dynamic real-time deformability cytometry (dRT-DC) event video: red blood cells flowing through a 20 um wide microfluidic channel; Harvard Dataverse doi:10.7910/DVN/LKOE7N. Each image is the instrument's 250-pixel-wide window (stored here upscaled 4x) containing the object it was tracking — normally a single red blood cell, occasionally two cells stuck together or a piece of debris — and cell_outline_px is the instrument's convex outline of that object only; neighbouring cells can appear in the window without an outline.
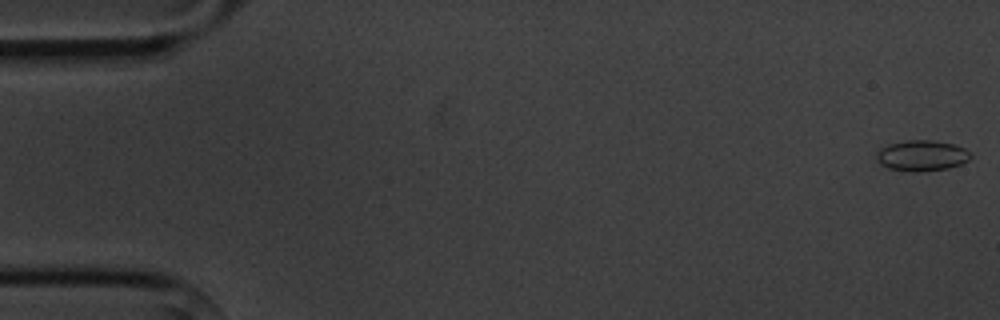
{"species": "common noctule bat (a hibernating species)", "species_latin": "Nyctalus noctula", "temperature_condition": "cold", "stored_images_in_passage": 5, "camera_frame_rate_fps": 3000, "um_per_image_px": 0.085, "animal": {"sex": "male", "body_mass_g": 20.1, "forearm_length_mm": 53.5}, "frame": {"image": 1, "passage_image": 1, "time_ms": 0.0, "image_size_px": [1000, 320], "cell_outline_px": [[972, 156], [968, 160], [960, 164], [948, 168], [920, 172], [912, 172], [888, 168], [880, 164], [876, 156], [876, 152], [880, 148], [888, 144], [908, 140], [936, 140], [952, 144], [964, 148]], "centroid_in_image_um": [78.33, 13.23], "position_along_channel_um": 6.7, "area_um2": 16.88}}
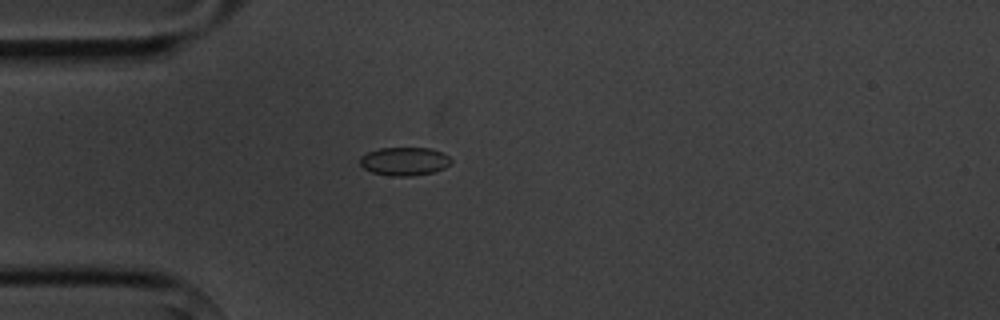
{"frame": {"image": 2, "passage_image": 4, "time_ms": 4.667, "image_size_px": [1000, 320], "cell_outline_px": [[452, 160], [444, 168], [432, 172], [412, 176], [392, 176], [372, 172], [364, 168], [360, 164], [360, 156], [368, 152], [380, 148], [428, 148], [444, 152]], "centroid_in_image_um": [34.37, 13.71], "position_along_channel_um": 50.6, "area_um2": 14.97}}